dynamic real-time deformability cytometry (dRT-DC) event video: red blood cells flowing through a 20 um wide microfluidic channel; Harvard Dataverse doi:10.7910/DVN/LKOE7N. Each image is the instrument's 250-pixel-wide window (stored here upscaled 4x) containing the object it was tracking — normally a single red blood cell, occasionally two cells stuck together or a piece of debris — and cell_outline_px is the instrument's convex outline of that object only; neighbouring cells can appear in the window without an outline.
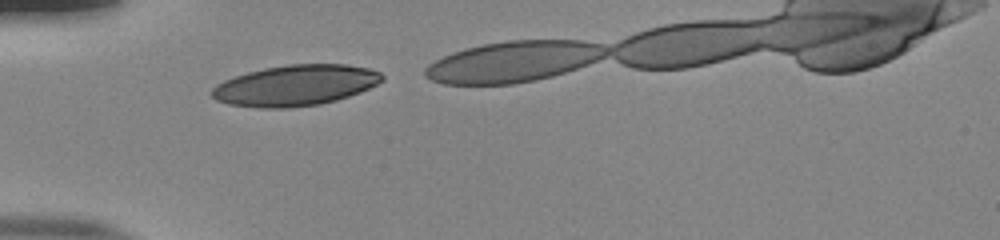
{"species": "human", "species_latin": "Homo sapiens", "temperature_condition": "room temperature", "stored_images_in_passage": 8, "camera_frame_rate_fps": 3000, "um_per_image_px": 0.085, "donor": {"sex": "male"}, "frame": {"image": 1, "passage_image": 1, "time_ms": 0.0, "image_size_px": [1000, 240], "cell_outline_px": [[384, 80], [360, 92], [336, 100], [320, 104], [288, 108], [256, 108], [228, 104], [216, 100], [212, 96], [212, 88], [216, 84], [224, 80], [248, 72], [264, 68], [288, 64], [344, 64], [368, 68], [380, 72], [384, 76]], "centroid_in_image_um": [25.1, 7.26], "position_along_channel_um": 59.9, "area_um2": 40.46}}
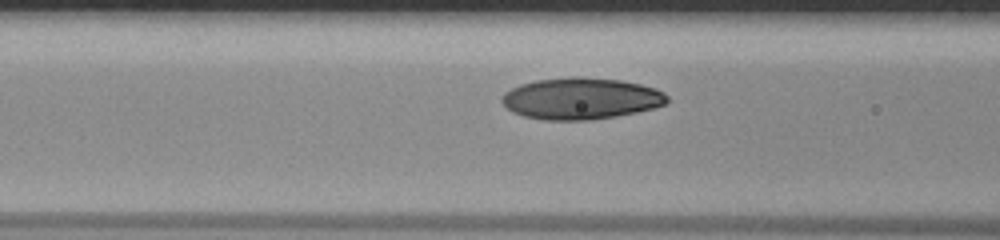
{"frame": {"image": 2, "passage_image": 6, "time_ms": 1.667, "image_size_px": [1000, 240], "cell_outline_px": [[668, 104], [656, 108], [616, 116], [592, 120], [544, 120], [524, 116], [512, 112], [500, 100], [504, 92], [520, 84], [536, 80], [568, 76], [580, 76], [620, 80], [640, 84], [656, 88], [664, 92], [668, 96]], "centroid_in_image_um": [49.4, 8.37], "position_along_channel_um": 117.2, "area_um2": 40.46}}